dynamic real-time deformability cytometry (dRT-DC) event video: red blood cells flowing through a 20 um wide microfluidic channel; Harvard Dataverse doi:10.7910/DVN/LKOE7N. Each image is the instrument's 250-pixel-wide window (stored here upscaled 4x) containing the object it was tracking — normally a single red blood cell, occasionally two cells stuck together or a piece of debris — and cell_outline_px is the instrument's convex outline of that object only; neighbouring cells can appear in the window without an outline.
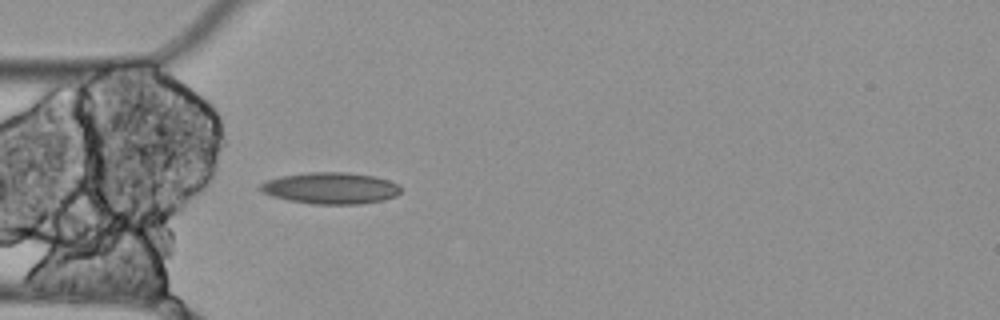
{"species": "Egyptian fruit bat (a non-hibernating species)", "species_latin": "Rousettus aegyptiacus", "temperature_condition": "cold", "stored_images_in_passage": 5, "camera_frame_rate_fps": 3000, "um_per_image_px": 0.085, "animal": {"sex": "female"}, "frame": {"image": 1, "passage_image": 5, "time_ms": 1.333, "image_size_px": [1000, 320], "cell_outline_px": [[400, 192], [396, 196], [384, 200], [360, 204], [312, 204], [288, 200], [272, 196], [264, 192], [260, 188], [260, 184], [268, 180], [280, 176], [308, 172], [348, 172], [376, 176], [400, 184]], "centroid_in_image_um": [28.15, 15.99], "position_along_channel_um": 56.9, "area_um2": 25.89}}